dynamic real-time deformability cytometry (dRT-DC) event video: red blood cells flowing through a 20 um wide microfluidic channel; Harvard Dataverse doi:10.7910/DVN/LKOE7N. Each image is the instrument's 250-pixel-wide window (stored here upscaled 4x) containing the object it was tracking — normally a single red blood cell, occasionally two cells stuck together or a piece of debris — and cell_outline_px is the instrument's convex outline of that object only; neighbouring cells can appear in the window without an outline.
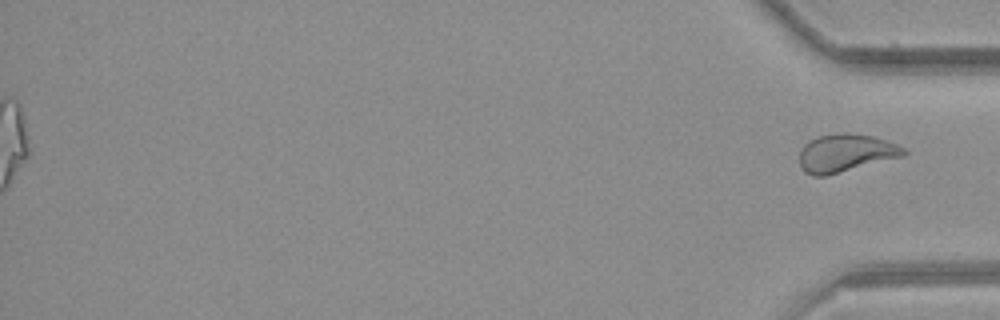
{"species": "common noctule bat (a hibernating species)", "species_latin": "Nyctalus noctula", "temperature_condition": "room temperature", "stored_images_in_passage": 55, "segment_of_instrument_passage": [2, 2], "camera_frame_rate_fps": 3000, "um_per_image_px": 0.085, "animal": {"sex": "female", "body_mass_g": 21.9}, "frame": {"image": 1, "passage_image": 55, "time_ms": 18.0, "image_size_px": [1000, 320], "cell_outline_px": [[908, 152], [904, 156], [824, 176], [812, 176], [804, 172], [800, 168], [800, 148], [808, 140], [816, 136], [844, 132], [872, 136], [896, 144], [904, 148]], "centroid_in_image_um": [71.84, 13.0], "position_along_channel_um": 363.4, "area_um2": 23.06}}